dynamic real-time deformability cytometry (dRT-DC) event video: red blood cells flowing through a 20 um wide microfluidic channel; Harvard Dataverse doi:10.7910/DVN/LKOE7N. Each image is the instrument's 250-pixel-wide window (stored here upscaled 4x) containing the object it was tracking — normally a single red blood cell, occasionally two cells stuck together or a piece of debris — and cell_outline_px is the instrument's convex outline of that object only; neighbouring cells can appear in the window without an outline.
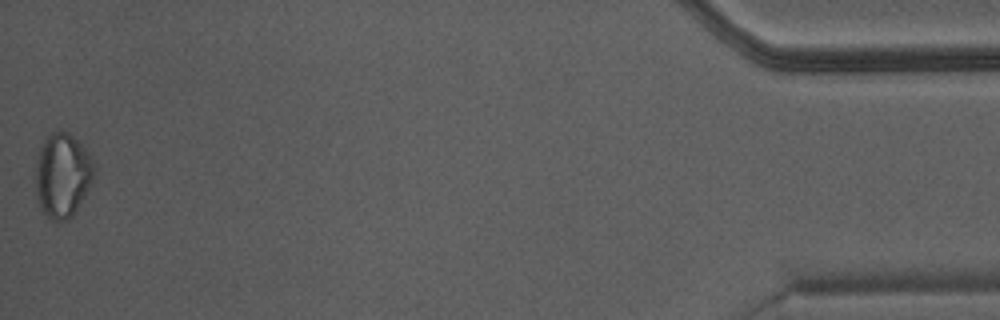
{"species": "Egyptian fruit bat (a non-hibernating species)", "species_latin": "Rousettus aegyptiacus", "temperature_condition": "warm", "stored_images_in_passage": 32, "camera_frame_rate_fps": 3000, "um_per_image_px": 0.085, "animal": {"sex": "male"}, "frame": {"image": 1, "passage_image": 32, "time_ms": 10.333, "image_size_px": [1000, 320], "cell_outline_px": [[96, 172], [84, 196], [72, 216], [68, 220], [56, 224], [48, 220], [40, 208], [36, 196], [32, 176], [36, 156], [44, 140], [52, 132], [60, 128], [68, 132], [80, 140], [96, 164]], "centroid_in_image_um": [5.27, 14.9], "position_along_channel_um": 429.9, "area_um2": 30.17}}